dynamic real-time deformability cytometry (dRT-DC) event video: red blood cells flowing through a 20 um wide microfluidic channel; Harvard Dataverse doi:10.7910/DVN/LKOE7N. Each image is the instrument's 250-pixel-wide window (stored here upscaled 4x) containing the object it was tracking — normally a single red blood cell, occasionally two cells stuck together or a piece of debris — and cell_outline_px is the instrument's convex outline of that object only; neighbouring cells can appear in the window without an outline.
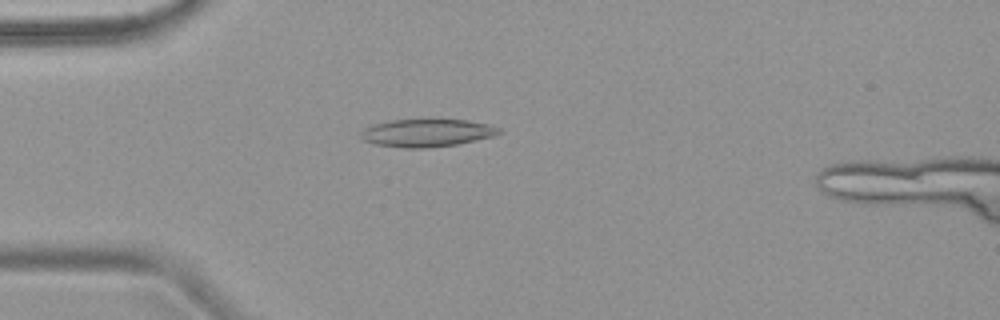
{"species": "common noctule bat (a hibernating species)", "species_latin": "Nyctalus noctula", "temperature_condition": "warm", "stored_images_in_passage": 4, "camera_frame_rate_fps": 3000, "um_per_image_px": 0.085, "animal": {"sex": "female", "body_mass_g": 18.4}, "frame": {"image": 1, "passage_image": 4, "time_ms": 4.0, "image_size_px": [1000, 320], "cell_outline_px": [[504, 132], [492, 136], [476, 140], [456, 144], [428, 148], [400, 148], [376, 144], [364, 140], [360, 136], [360, 132], [364, 128], [372, 124], [392, 120], [468, 120], [488, 124], [500, 128]], "centroid_in_image_um": [36.27, 11.3], "position_along_channel_um": 48.7, "area_um2": 22.31}}